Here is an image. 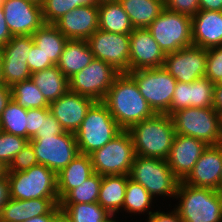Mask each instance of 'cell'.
<instances>
[{"instance_id": "40", "label": "cell", "mask_w": 222, "mask_h": 222, "mask_svg": "<svg viewBox=\"0 0 222 222\" xmlns=\"http://www.w3.org/2000/svg\"><path fill=\"white\" fill-rule=\"evenodd\" d=\"M205 77L214 84L222 82V46L207 49Z\"/></svg>"}, {"instance_id": "4", "label": "cell", "mask_w": 222, "mask_h": 222, "mask_svg": "<svg viewBox=\"0 0 222 222\" xmlns=\"http://www.w3.org/2000/svg\"><path fill=\"white\" fill-rule=\"evenodd\" d=\"M122 129L102 101H95L87 110L75 133L79 153L90 155L115 138Z\"/></svg>"}, {"instance_id": "38", "label": "cell", "mask_w": 222, "mask_h": 222, "mask_svg": "<svg viewBox=\"0 0 222 222\" xmlns=\"http://www.w3.org/2000/svg\"><path fill=\"white\" fill-rule=\"evenodd\" d=\"M31 72L27 63L17 61H2L3 83L12 87L18 82L30 79Z\"/></svg>"}, {"instance_id": "25", "label": "cell", "mask_w": 222, "mask_h": 222, "mask_svg": "<svg viewBox=\"0 0 222 222\" xmlns=\"http://www.w3.org/2000/svg\"><path fill=\"white\" fill-rule=\"evenodd\" d=\"M129 178V175L102 176L98 203L113 216L123 208Z\"/></svg>"}, {"instance_id": "60", "label": "cell", "mask_w": 222, "mask_h": 222, "mask_svg": "<svg viewBox=\"0 0 222 222\" xmlns=\"http://www.w3.org/2000/svg\"><path fill=\"white\" fill-rule=\"evenodd\" d=\"M28 1H31V2L41 5L43 0H28Z\"/></svg>"}, {"instance_id": "42", "label": "cell", "mask_w": 222, "mask_h": 222, "mask_svg": "<svg viewBox=\"0 0 222 222\" xmlns=\"http://www.w3.org/2000/svg\"><path fill=\"white\" fill-rule=\"evenodd\" d=\"M190 107V83L177 81L170 106V116L181 109Z\"/></svg>"}, {"instance_id": "17", "label": "cell", "mask_w": 222, "mask_h": 222, "mask_svg": "<svg viewBox=\"0 0 222 222\" xmlns=\"http://www.w3.org/2000/svg\"><path fill=\"white\" fill-rule=\"evenodd\" d=\"M94 102L90 97L68 90L59 99L49 104V110L65 132L75 134L79 130L87 110Z\"/></svg>"}, {"instance_id": "5", "label": "cell", "mask_w": 222, "mask_h": 222, "mask_svg": "<svg viewBox=\"0 0 222 222\" xmlns=\"http://www.w3.org/2000/svg\"><path fill=\"white\" fill-rule=\"evenodd\" d=\"M129 177L141 184L153 198L158 195L175 198L180 182L166 160L138 155H135Z\"/></svg>"}, {"instance_id": "19", "label": "cell", "mask_w": 222, "mask_h": 222, "mask_svg": "<svg viewBox=\"0 0 222 222\" xmlns=\"http://www.w3.org/2000/svg\"><path fill=\"white\" fill-rule=\"evenodd\" d=\"M221 171L222 143L207 145L183 182L193 187L211 188L219 191Z\"/></svg>"}, {"instance_id": "20", "label": "cell", "mask_w": 222, "mask_h": 222, "mask_svg": "<svg viewBox=\"0 0 222 222\" xmlns=\"http://www.w3.org/2000/svg\"><path fill=\"white\" fill-rule=\"evenodd\" d=\"M207 144L194 137L175 134L166 159L174 175L183 181L192 171Z\"/></svg>"}, {"instance_id": "48", "label": "cell", "mask_w": 222, "mask_h": 222, "mask_svg": "<svg viewBox=\"0 0 222 222\" xmlns=\"http://www.w3.org/2000/svg\"><path fill=\"white\" fill-rule=\"evenodd\" d=\"M13 36L11 35L4 18V12L0 6V48L4 46Z\"/></svg>"}, {"instance_id": "8", "label": "cell", "mask_w": 222, "mask_h": 222, "mask_svg": "<svg viewBox=\"0 0 222 222\" xmlns=\"http://www.w3.org/2000/svg\"><path fill=\"white\" fill-rule=\"evenodd\" d=\"M147 29L165 54L193 45L192 17L166 7Z\"/></svg>"}, {"instance_id": "33", "label": "cell", "mask_w": 222, "mask_h": 222, "mask_svg": "<svg viewBox=\"0 0 222 222\" xmlns=\"http://www.w3.org/2000/svg\"><path fill=\"white\" fill-rule=\"evenodd\" d=\"M152 200L153 197L141 184L136 183L130 178L127 180L123 204L124 211L127 210L128 213L134 214L148 212V216H150L153 212L148 210L150 209Z\"/></svg>"}, {"instance_id": "10", "label": "cell", "mask_w": 222, "mask_h": 222, "mask_svg": "<svg viewBox=\"0 0 222 222\" xmlns=\"http://www.w3.org/2000/svg\"><path fill=\"white\" fill-rule=\"evenodd\" d=\"M130 133L122 130L102 148L90 154L94 172L99 175H129L135 158Z\"/></svg>"}, {"instance_id": "30", "label": "cell", "mask_w": 222, "mask_h": 222, "mask_svg": "<svg viewBox=\"0 0 222 222\" xmlns=\"http://www.w3.org/2000/svg\"><path fill=\"white\" fill-rule=\"evenodd\" d=\"M59 207L71 222H117L98 202L59 203Z\"/></svg>"}, {"instance_id": "24", "label": "cell", "mask_w": 222, "mask_h": 222, "mask_svg": "<svg viewBox=\"0 0 222 222\" xmlns=\"http://www.w3.org/2000/svg\"><path fill=\"white\" fill-rule=\"evenodd\" d=\"M93 59L94 56L87 41L68 39L57 63V67L70 79L88 66Z\"/></svg>"}, {"instance_id": "9", "label": "cell", "mask_w": 222, "mask_h": 222, "mask_svg": "<svg viewBox=\"0 0 222 222\" xmlns=\"http://www.w3.org/2000/svg\"><path fill=\"white\" fill-rule=\"evenodd\" d=\"M143 98L156 114L170 115L177 80L163 67L129 71Z\"/></svg>"}, {"instance_id": "52", "label": "cell", "mask_w": 222, "mask_h": 222, "mask_svg": "<svg viewBox=\"0 0 222 222\" xmlns=\"http://www.w3.org/2000/svg\"><path fill=\"white\" fill-rule=\"evenodd\" d=\"M213 108L222 111V82L216 83L213 91Z\"/></svg>"}, {"instance_id": "26", "label": "cell", "mask_w": 222, "mask_h": 222, "mask_svg": "<svg viewBox=\"0 0 222 222\" xmlns=\"http://www.w3.org/2000/svg\"><path fill=\"white\" fill-rule=\"evenodd\" d=\"M30 79L49 103L59 99L69 90V79L57 65L32 73Z\"/></svg>"}, {"instance_id": "7", "label": "cell", "mask_w": 222, "mask_h": 222, "mask_svg": "<svg viewBox=\"0 0 222 222\" xmlns=\"http://www.w3.org/2000/svg\"><path fill=\"white\" fill-rule=\"evenodd\" d=\"M176 134L194 137L207 145L222 143L219 114L214 108L189 107L172 115Z\"/></svg>"}, {"instance_id": "43", "label": "cell", "mask_w": 222, "mask_h": 222, "mask_svg": "<svg viewBox=\"0 0 222 222\" xmlns=\"http://www.w3.org/2000/svg\"><path fill=\"white\" fill-rule=\"evenodd\" d=\"M50 113L49 108L27 109L26 139L30 140L42 125V118Z\"/></svg>"}, {"instance_id": "29", "label": "cell", "mask_w": 222, "mask_h": 222, "mask_svg": "<svg viewBox=\"0 0 222 222\" xmlns=\"http://www.w3.org/2000/svg\"><path fill=\"white\" fill-rule=\"evenodd\" d=\"M34 43L54 65L59 62L68 39L54 24H43L32 35Z\"/></svg>"}, {"instance_id": "22", "label": "cell", "mask_w": 222, "mask_h": 222, "mask_svg": "<svg viewBox=\"0 0 222 222\" xmlns=\"http://www.w3.org/2000/svg\"><path fill=\"white\" fill-rule=\"evenodd\" d=\"M59 202V198H9L1 210L0 222H24L36 216L46 215L59 205Z\"/></svg>"}, {"instance_id": "44", "label": "cell", "mask_w": 222, "mask_h": 222, "mask_svg": "<svg viewBox=\"0 0 222 222\" xmlns=\"http://www.w3.org/2000/svg\"><path fill=\"white\" fill-rule=\"evenodd\" d=\"M168 10L178 12L190 17L200 11L199 0H164Z\"/></svg>"}, {"instance_id": "23", "label": "cell", "mask_w": 222, "mask_h": 222, "mask_svg": "<svg viewBox=\"0 0 222 222\" xmlns=\"http://www.w3.org/2000/svg\"><path fill=\"white\" fill-rule=\"evenodd\" d=\"M94 173L90 155L79 153L69 165L57 173L59 201Z\"/></svg>"}, {"instance_id": "53", "label": "cell", "mask_w": 222, "mask_h": 222, "mask_svg": "<svg viewBox=\"0 0 222 222\" xmlns=\"http://www.w3.org/2000/svg\"><path fill=\"white\" fill-rule=\"evenodd\" d=\"M61 212L59 205H57L50 213L33 217L24 222H53V219Z\"/></svg>"}, {"instance_id": "27", "label": "cell", "mask_w": 222, "mask_h": 222, "mask_svg": "<svg viewBox=\"0 0 222 222\" xmlns=\"http://www.w3.org/2000/svg\"><path fill=\"white\" fill-rule=\"evenodd\" d=\"M98 10L99 29L119 34H130L134 30L129 15L118 0L99 3Z\"/></svg>"}, {"instance_id": "21", "label": "cell", "mask_w": 222, "mask_h": 222, "mask_svg": "<svg viewBox=\"0 0 222 222\" xmlns=\"http://www.w3.org/2000/svg\"><path fill=\"white\" fill-rule=\"evenodd\" d=\"M192 41L206 49L222 46V11L200 10L193 16Z\"/></svg>"}, {"instance_id": "54", "label": "cell", "mask_w": 222, "mask_h": 222, "mask_svg": "<svg viewBox=\"0 0 222 222\" xmlns=\"http://www.w3.org/2000/svg\"><path fill=\"white\" fill-rule=\"evenodd\" d=\"M97 4L95 0H71V10L82 5Z\"/></svg>"}, {"instance_id": "59", "label": "cell", "mask_w": 222, "mask_h": 222, "mask_svg": "<svg viewBox=\"0 0 222 222\" xmlns=\"http://www.w3.org/2000/svg\"><path fill=\"white\" fill-rule=\"evenodd\" d=\"M219 191L222 192V171H221V176H220V181H219Z\"/></svg>"}, {"instance_id": "37", "label": "cell", "mask_w": 222, "mask_h": 222, "mask_svg": "<svg viewBox=\"0 0 222 222\" xmlns=\"http://www.w3.org/2000/svg\"><path fill=\"white\" fill-rule=\"evenodd\" d=\"M28 142L24 137L0 131V162L8 167Z\"/></svg>"}, {"instance_id": "13", "label": "cell", "mask_w": 222, "mask_h": 222, "mask_svg": "<svg viewBox=\"0 0 222 222\" xmlns=\"http://www.w3.org/2000/svg\"><path fill=\"white\" fill-rule=\"evenodd\" d=\"M86 41L94 58L107 62L120 73L129 72L130 34L98 29Z\"/></svg>"}, {"instance_id": "16", "label": "cell", "mask_w": 222, "mask_h": 222, "mask_svg": "<svg viewBox=\"0 0 222 222\" xmlns=\"http://www.w3.org/2000/svg\"><path fill=\"white\" fill-rule=\"evenodd\" d=\"M165 56L147 28H134L130 33L129 71L163 67Z\"/></svg>"}, {"instance_id": "2", "label": "cell", "mask_w": 222, "mask_h": 222, "mask_svg": "<svg viewBox=\"0 0 222 222\" xmlns=\"http://www.w3.org/2000/svg\"><path fill=\"white\" fill-rule=\"evenodd\" d=\"M132 138L135 154L166 160L175 137L172 117L155 114L127 130Z\"/></svg>"}, {"instance_id": "28", "label": "cell", "mask_w": 222, "mask_h": 222, "mask_svg": "<svg viewBox=\"0 0 222 222\" xmlns=\"http://www.w3.org/2000/svg\"><path fill=\"white\" fill-rule=\"evenodd\" d=\"M134 28H147L165 8L164 0H118Z\"/></svg>"}, {"instance_id": "45", "label": "cell", "mask_w": 222, "mask_h": 222, "mask_svg": "<svg viewBox=\"0 0 222 222\" xmlns=\"http://www.w3.org/2000/svg\"><path fill=\"white\" fill-rule=\"evenodd\" d=\"M27 65L31 74L54 66V64L48 58H46L44 53L35 43L32 45L29 51Z\"/></svg>"}, {"instance_id": "39", "label": "cell", "mask_w": 222, "mask_h": 222, "mask_svg": "<svg viewBox=\"0 0 222 222\" xmlns=\"http://www.w3.org/2000/svg\"><path fill=\"white\" fill-rule=\"evenodd\" d=\"M41 11L45 24H55L64 14L71 11V0H43Z\"/></svg>"}, {"instance_id": "62", "label": "cell", "mask_w": 222, "mask_h": 222, "mask_svg": "<svg viewBox=\"0 0 222 222\" xmlns=\"http://www.w3.org/2000/svg\"><path fill=\"white\" fill-rule=\"evenodd\" d=\"M7 0H0V6H2V4L4 3V2H6Z\"/></svg>"}, {"instance_id": "18", "label": "cell", "mask_w": 222, "mask_h": 222, "mask_svg": "<svg viewBox=\"0 0 222 222\" xmlns=\"http://www.w3.org/2000/svg\"><path fill=\"white\" fill-rule=\"evenodd\" d=\"M98 4L82 5L64 14L54 25L69 40H87L99 29Z\"/></svg>"}, {"instance_id": "31", "label": "cell", "mask_w": 222, "mask_h": 222, "mask_svg": "<svg viewBox=\"0 0 222 222\" xmlns=\"http://www.w3.org/2000/svg\"><path fill=\"white\" fill-rule=\"evenodd\" d=\"M12 100L25 109L49 108V102L31 79L18 82L11 87Z\"/></svg>"}, {"instance_id": "6", "label": "cell", "mask_w": 222, "mask_h": 222, "mask_svg": "<svg viewBox=\"0 0 222 222\" xmlns=\"http://www.w3.org/2000/svg\"><path fill=\"white\" fill-rule=\"evenodd\" d=\"M7 180L12 199L58 198L57 174L44 165L38 164L22 172H7Z\"/></svg>"}, {"instance_id": "11", "label": "cell", "mask_w": 222, "mask_h": 222, "mask_svg": "<svg viewBox=\"0 0 222 222\" xmlns=\"http://www.w3.org/2000/svg\"><path fill=\"white\" fill-rule=\"evenodd\" d=\"M38 164L44 165L56 174L64 169L79 154L76 136L64 132L44 138H31Z\"/></svg>"}, {"instance_id": "50", "label": "cell", "mask_w": 222, "mask_h": 222, "mask_svg": "<svg viewBox=\"0 0 222 222\" xmlns=\"http://www.w3.org/2000/svg\"><path fill=\"white\" fill-rule=\"evenodd\" d=\"M9 198V184L6 176L5 178L0 179V213Z\"/></svg>"}, {"instance_id": "56", "label": "cell", "mask_w": 222, "mask_h": 222, "mask_svg": "<svg viewBox=\"0 0 222 222\" xmlns=\"http://www.w3.org/2000/svg\"><path fill=\"white\" fill-rule=\"evenodd\" d=\"M7 176V167L0 162V179L5 178Z\"/></svg>"}, {"instance_id": "36", "label": "cell", "mask_w": 222, "mask_h": 222, "mask_svg": "<svg viewBox=\"0 0 222 222\" xmlns=\"http://www.w3.org/2000/svg\"><path fill=\"white\" fill-rule=\"evenodd\" d=\"M215 84L206 77L190 83V107L213 108V91Z\"/></svg>"}, {"instance_id": "61", "label": "cell", "mask_w": 222, "mask_h": 222, "mask_svg": "<svg viewBox=\"0 0 222 222\" xmlns=\"http://www.w3.org/2000/svg\"><path fill=\"white\" fill-rule=\"evenodd\" d=\"M107 1H115V0H95L97 4L102 3V2H107Z\"/></svg>"}, {"instance_id": "15", "label": "cell", "mask_w": 222, "mask_h": 222, "mask_svg": "<svg viewBox=\"0 0 222 222\" xmlns=\"http://www.w3.org/2000/svg\"><path fill=\"white\" fill-rule=\"evenodd\" d=\"M12 36L32 35L43 24L41 5L28 0H7L2 4Z\"/></svg>"}, {"instance_id": "34", "label": "cell", "mask_w": 222, "mask_h": 222, "mask_svg": "<svg viewBox=\"0 0 222 222\" xmlns=\"http://www.w3.org/2000/svg\"><path fill=\"white\" fill-rule=\"evenodd\" d=\"M102 182V175L94 173L80 186L70 190L59 203H95L98 202V195L100 185Z\"/></svg>"}, {"instance_id": "41", "label": "cell", "mask_w": 222, "mask_h": 222, "mask_svg": "<svg viewBox=\"0 0 222 222\" xmlns=\"http://www.w3.org/2000/svg\"><path fill=\"white\" fill-rule=\"evenodd\" d=\"M38 165L37 157L33 146L28 142L27 145L13 158L7 167V172H22L32 166Z\"/></svg>"}, {"instance_id": "46", "label": "cell", "mask_w": 222, "mask_h": 222, "mask_svg": "<svg viewBox=\"0 0 222 222\" xmlns=\"http://www.w3.org/2000/svg\"><path fill=\"white\" fill-rule=\"evenodd\" d=\"M64 132V129L56 120V118L51 113H49L46 118H42L41 128L32 138H44L48 136H55Z\"/></svg>"}, {"instance_id": "1", "label": "cell", "mask_w": 222, "mask_h": 222, "mask_svg": "<svg viewBox=\"0 0 222 222\" xmlns=\"http://www.w3.org/2000/svg\"><path fill=\"white\" fill-rule=\"evenodd\" d=\"M102 102L122 130H128L156 114L128 73H120L115 78Z\"/></svg>"}, {"instance_id": "3", "label": "cell", "mask_w": 222, "mask_h": 222, "mask_svg": "<svg viewBox=\"0 0 222 222\" xmlns=\"http://www.w3.org/2000/svg\"><path fill=\"white\" fill-rule=\"evenodd\" d=\"M175 198L183 222H222V192L179 182Z\"/></svg>"}, {"instance_id": "47", "label": "cell", "mask_w": 222, "mask_h": 222, "mask_svg": "<svg viewBox=\"0 0 222 222\" xmlns=\"http://www.w3.org/2000/svg\"><path fill=\"white\" fill-rule=\"evenodd\" d=\"M147 220V222H183L175 208L174 211L169 213H164L163 211L153 212Z\"/></svg>"}, {"instance_id": "12", "label": "cell", "mask_w": 222, "mask_h": 222, "mask_svg": "<svg viewBox=\"0 0 222 222\" xmlns=\"http://www.w3.org/2000/svg\"><path fill=\"white\" fill-rule=\"evenodd\" d=\"M119 74L107 62L94 58L88 66L69 79V90L94 101H103Z\"/></svg>"}, {"instance_id": "14", "label": "cell", "mask_w": 222, "mask_h": 222, "mask_svg": "<svg viewBox=\"0 0 222 222\" xmlns=\"http://www.w3.org/2000/svg\"><path fill=\"white\" fill-rule=\"evenodd\" d=\"M206 63L207 49L192 45L166 54L163 68L177 81L191 83L205 77Z\"/></svg>"}, {"instance_id": "32", "label": "cell", "mask_w": 222, "mask_h": 222, "mask_svg": "<svg viewBox=\"0 0 222 222\" xmlns=\"http://www.w3.org/2000/svg\"><path fill=\"white\" fill-rule=\"evenodd\" d=\"M27 109L11 100L0 117V131L26 138Z\"/></svg>"}, {"instance_id": "58", "label": "cell", "mask_w": 222, "mask_h": 222, "mask_svg": "<svg viewBox=\"0 0 222 222\" xmlns=\"http://www.w3.org/2000/svg\"><path fill=\"white\" fill-rule=\"evenodd\" d=\"M218 114H219L220 131L222 134V111L218 112Z\"/></svg>"}, {"instance_id": "55", "label": "cell", "mask_w": 222, "mask_h": 222, "mask_svg": "<svg viewBox=\"0 0 222 222\" xmlns=\"http://www.w3.org/2000/svg\"><path fill=\"white\" fill-rule=\"evenodd\" d=\"M53 222H71L66 215L61 211L54 219Z\"/></svg>"}, {"instance_id": "51", "label": "cell", "mask_w": 222, "mask_h": 222, "mask_svg": "<svg viewBox=\"0 0 222 222\" xmlns=\"http://www.w3.org/2000/svg\"><path fill=\"white\" fill-rule=\"evenodd\" d=\"M200 10L222 11V0H199Z\"/></svg>"}, {"instance_id": "57", "label": "cell", "mask_w": 222, "mask_h": 222, "mask_svg": "<svg viewBox=\"0 0 222 222\" xmlns=\"http://www.w3.org/2000/svg\"><path fill=\"white\" fill-rule=\"evenodd\" d=\"M3 83V78H2V55L0 52V84Z\"/></svg>"}, {"instance_id": "49", "label": "cell", "mask_w": 222, "mask_h": 222, "mask_svg": "<svg viewBox=\"0 0 222 222\" xmlns=\"http://www.w3.org/2000/svg\"><path fill=\"white\" fill-rule=\"evenodd\" d=\"M12 100L11 87L4 83L0 84V117L2 112L5 110L7 104Z\"/></svg>"}, {"instance_id": "35", "label": "cell", "mask_w": 222, "mask_h": 222, "mask_svg": "<svg viewBox=\"0 0 222 222\" xmlns=\"http://www.w3.org/2000/svg\"><path fill=\"white\" fill-rule=\"evenodd\" d=\"M34 44L31 35L13 36L0 48L2 61H17L27 63L29 51Z\"/></svg>"}]
</instances>
